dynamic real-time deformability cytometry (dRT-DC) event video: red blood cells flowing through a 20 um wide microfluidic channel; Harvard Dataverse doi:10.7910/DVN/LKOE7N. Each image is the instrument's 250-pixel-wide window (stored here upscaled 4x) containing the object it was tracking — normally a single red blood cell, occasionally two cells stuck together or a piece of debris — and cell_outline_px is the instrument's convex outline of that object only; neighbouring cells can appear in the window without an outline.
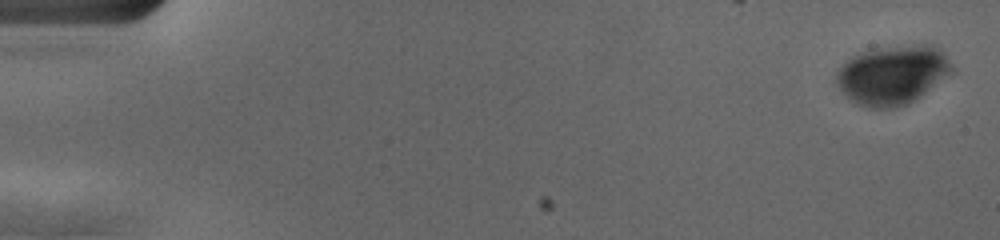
{"species": "human", "species_latin": "Homo sapiens", "temperature_condition": "cold", "stored_images_in_passage": 56, "camera_frame_rate_fps": 3000, "um_per_image_px": 0.085, "donor": {"sex": "female"}, "frame": {"image": 1, "passage_image": 1, "time_ms": 0.0, "image_size_px": [1000, 240], "cell_outline_px": [[956, 68], [952, 72], [920, 96], [908, 104], [896, 108], [872, 108], [860, 104], [848, 96], [840, 88], [836, 80], [836, 72], [852, 56], [868, 48], [920, 44], [932, 44], [940, 48], [944, 52]], "centroid_in_image_um": [75.91, 6.32], "position_along_channel_um": 9.1, "area_um2": 39.82}}
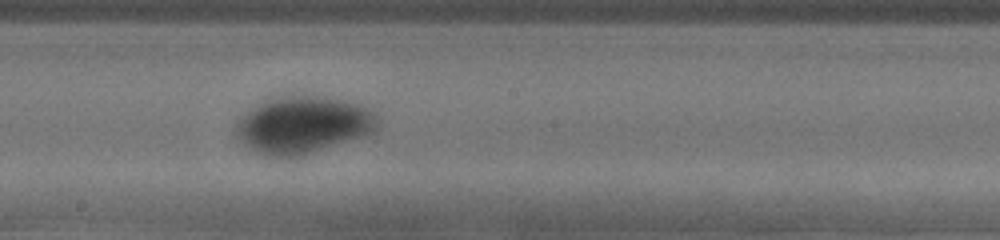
{"frame": {"image": 2, "passage_image": 32, "time_ms": 10.333, "image_size_px": [1000, 240], "cell_outline_px": [[376, 128], [372, 132], [364, 136], [296, 156], [268, 156], [252, 148], [240, 140], [236, 132], [236, 124], [248, 112], [272, 96], [316, 96], [344, 100], [360, 104], [376, 112]], "centroid_in_image_um": [25.79, 10.59], "position_along_channel_um": 222.4, "area_um2": 45.89}}
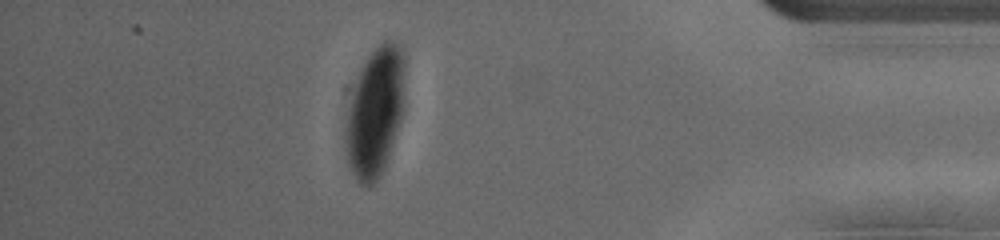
{"frame": {"image": 3, "passage_image": 50, "time_ms": 16.333, "image_size_px": [1000, 240], "cell_outline_px": [[404, 104], [400, 120], [384, 168], [376, 180], [368, 188], [360, 184], [356, 180], [348, 164], [344, 144], [344, 128], [348, 96], [352, 84], [360, 68], [368, 56], [384, 40], [392, 40], [404, 52]], "centroid_in_image_um": [31.83, 9.51], "position_along_channel_um": 403.4, "area_um2": 45.32}, "authors_computed_cell_mechanics": {"area_um2": 43.9858, "velocity_mm_per_s": 3.631, "shape_relaxation_time_tau1_ms": 3.4744, "shape_relaxation_time_tau2_ms": null, "deformation_change_tau1": 0.125, "deformation_change_tau2": null}}